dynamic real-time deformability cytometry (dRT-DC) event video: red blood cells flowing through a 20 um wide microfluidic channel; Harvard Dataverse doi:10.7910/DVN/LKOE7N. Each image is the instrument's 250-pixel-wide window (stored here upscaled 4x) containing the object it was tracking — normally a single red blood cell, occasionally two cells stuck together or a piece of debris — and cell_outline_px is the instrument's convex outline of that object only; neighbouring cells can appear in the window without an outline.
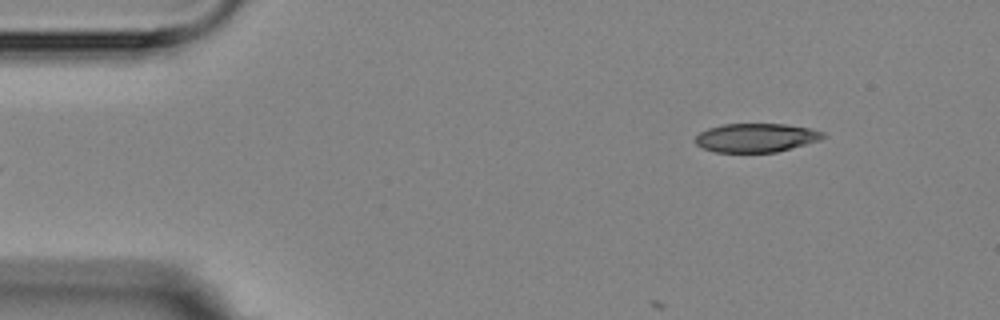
{"species": "Egyptian fruit bat (a non-hibernating species)", "species_latin": "Rousettus aegyptiacus", "temperature_condition": "room temperature", "stored_images_in_passage": 2, "camera_frame_rate_fps": 3000, "um_per_image_px": 0.085, "animal": {"sex": "female"}, "frame": {"image": 1, "passage_image": 2, "time_ms": 1.0, "image_size_px": [1000, 320], "cell_outline_px": [[828, 136], [820, 140], [776, 152], [716, 152], [704, 148], [696, 144], [696, 136], [700, 132], [708, 128], [724, 124], [784, 124], [808, 128], [824, 132]], "centroid_in_image_um": [64.28, 11.7], "position_along_channel_um": 20.7, "area_um2": 21.27}}